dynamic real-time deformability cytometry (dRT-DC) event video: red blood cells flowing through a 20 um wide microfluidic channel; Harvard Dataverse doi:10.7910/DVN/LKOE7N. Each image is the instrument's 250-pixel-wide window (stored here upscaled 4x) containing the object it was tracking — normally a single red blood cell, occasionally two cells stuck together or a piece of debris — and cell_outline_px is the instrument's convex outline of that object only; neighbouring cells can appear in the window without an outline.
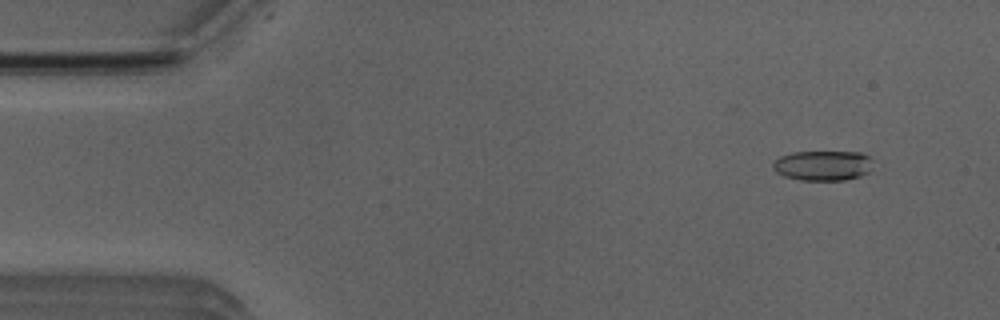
{"species": "Egyptian fruit bat (a non-hibernating species)", "species_latin": "Rousettus aegyptiacus", "temperature_condition": "room temperature", "stored_images_in_passage": 51, "camera_frame_rate_fps": 3000, "um_per_image_px": 0.085, "animal": {"sex": "male"}, "frame": {"image": 1, "passage_image": 2, "time_ms": 0.333, "image_size_px": [1000, 320], "cell_outline_px": [[868, 172], [860, 176], [844, 180], [800, 180], [784, 176], [776, 172], [772, 168], [772, 164], [780, 156], [792, 152], [860, 152], [868, 156]], "centroid_in_image_um": [69.86, 14.07], "position_along_channel_um": 15.1, "area_um2": 17.22}}
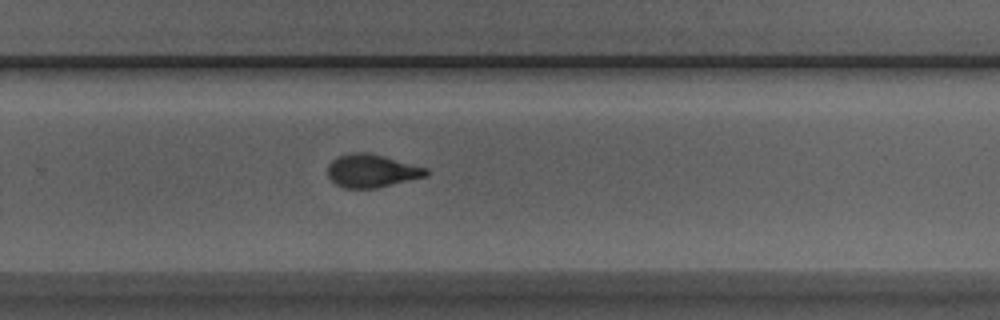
{"frame": {"image": 2, "passage_image": 32, "time_ms": 10.333, "image_size_px": [1000, 320], "cell_outline_px": [[428, 176], [376, 188], [344, 188], [336, 184], [328, 176], [328, 164], [336, 156], [352, 152], [364, 152], [428, 168]], "centroid_in_image_um": [31.57, 14.53], "position_along_channel_um": 298.2, "area_um2": 18.79}}
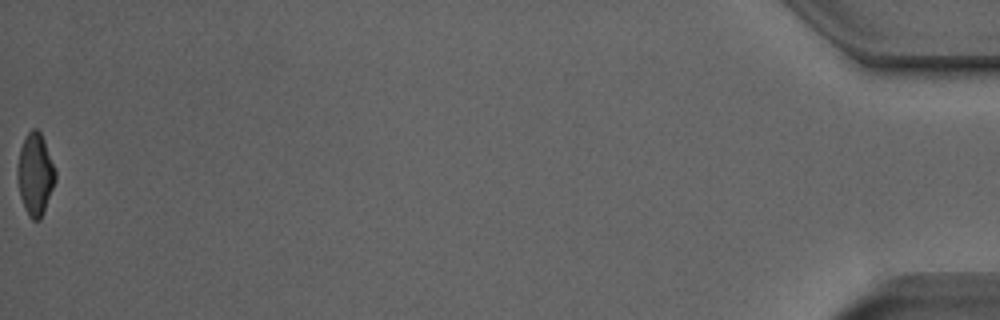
{"frame": {"image": 3, "passage_image": 51, "time_ms": 16.667, "image_size_px": [1000, 320], "cell_outline_px": [[56, 180], [44, 212], [40, 220], [32, 220], [28, 216], [24, 208], [20, 196], [16, 176], [16, 168], [20, 148], [24, 136], [32, 128], [36, 128], [40, 132], [44, 140], [56, 172]], "centroid_in_image_um": [2.97, 14.82], "position_along_channel_um": 432.2, "area_um2": 18.38}, "authors_computed_cell_mechanics": {"area_um2": 18.6694, "velocity_mm_per_s": 3.8327, "shape_relaxation_time_tau1_ms": 3.5895, "shape_relaxation_time_tau2_ms": 1.6049, "deformation_change_tau1": 0.1614, "deformation_change_tau2": 0.0892}}